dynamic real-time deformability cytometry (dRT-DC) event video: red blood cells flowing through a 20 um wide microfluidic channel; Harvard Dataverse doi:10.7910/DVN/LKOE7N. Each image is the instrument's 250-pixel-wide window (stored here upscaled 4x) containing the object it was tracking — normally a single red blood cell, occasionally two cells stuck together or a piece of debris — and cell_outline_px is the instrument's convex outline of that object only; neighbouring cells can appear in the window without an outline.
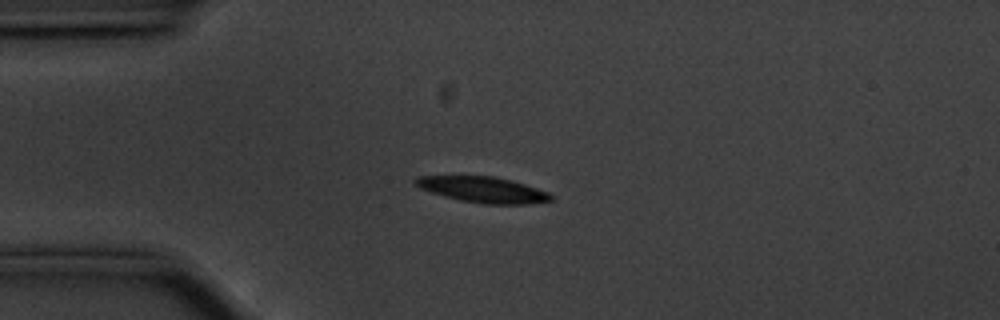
{"species": "common noctule bat (a hibernating species)", "species_latin": "Nyctalus noctula", "temperature_condition": "cold", "stored_images_in_passage": 28, "camera_frame_rate_fps": 3000, "um_per_image_px": 0.085, "animal": {"sex": "male", "body_mass_g": 20.1, "forearm_length_mm": 53.5}, "frame": {"image": 1, "passage_image": 13, "time_ms": 4.0, "image_size_px": [1000, 320], "cell_outline_px": [[552, 200], [528, 204], [484, 204], [460, 200], [444, 196], [420, 188], [412, 180], [416, 176], [492, 176], [512, 180], [548, 192], [552, 196]], "centroid_in_image_um": [41.04, 16.12], "position_along_channel_um": 44.0, "area_um2": 20.23}}
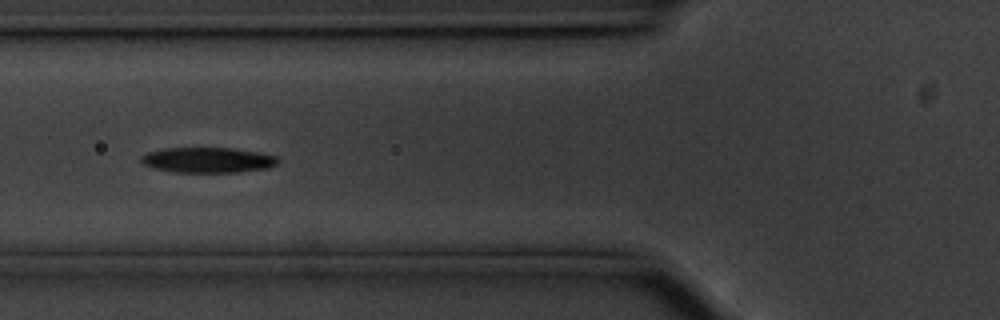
{"frame": {"image": 2, "passage_image": 20, "time_ms": 6.333, "image_size_px": [1000, 320], "cell_outline_px": [[280, 164], [268, 168], [240, 172], [172, 172], [152, 168], [144, 164], [140, 160], [140, 156], [148, 152], [164, 148], [232, 148], [260, 152], [276, 156], [280, 160]], "centroid_in_image_um": [17.69, 13.6], "position_along_channel_um": 108.1, "area_um2": 20.46}}